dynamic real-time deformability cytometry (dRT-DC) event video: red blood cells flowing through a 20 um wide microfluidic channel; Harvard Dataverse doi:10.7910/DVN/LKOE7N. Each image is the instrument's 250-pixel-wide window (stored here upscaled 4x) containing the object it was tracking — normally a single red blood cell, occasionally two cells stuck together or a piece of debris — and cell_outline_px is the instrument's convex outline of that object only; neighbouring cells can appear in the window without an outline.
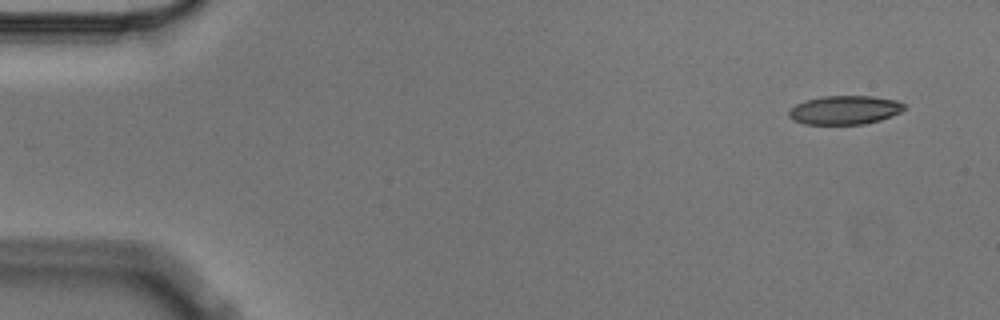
{"species": "Egyptian fruit bat (a non-hibernating species)", "species_latin": "Rousettus aegyptiacus", "temperature_condition": "cold", "stored_images_in_passage": 4, "camera_frame_rate_fps": 3000, "um_per_image_px": 0.085, "animal": {"sex": "male"}, "frame": {"image": 1, "passage_image": 1, "time_ms": 0.0, "image_size_px": [1000, 320], "cell_outline_px": [[904, 108], [900, 112], [892, 116], [880, 120], [864, 124], [804, 124], [792, 120], [788, 116], [788, 108], [804, 100], [820, 96], [872, 96], [896, 100], [904, 104]], "centroid_in_image_um": [71.74, 9.35], "position_along_channel_um": 13.3, "area_um2": 19.54}}
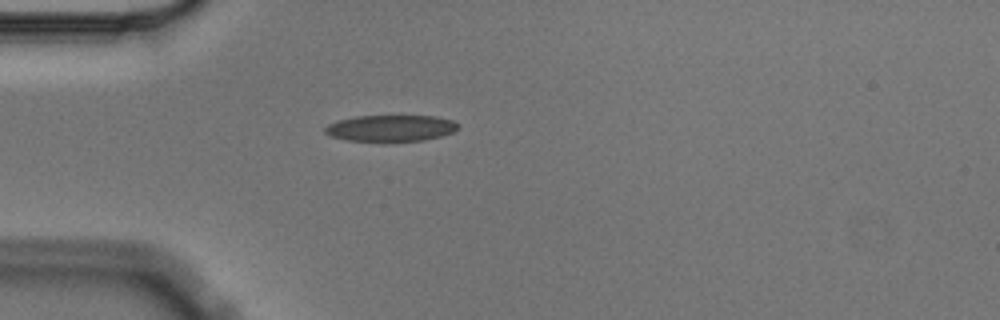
{"frame": {"image": 2, "passage_image": 4, "time_ms": 1.0, "image_size_px": [1000, 320], "cell_outline_px": [[460, 128], [452, 132], [440, 136], [424, 140], [384, 144], [380, 144], [348, 140], [332, 136], [324, 132], [324, 128], [328, 124], [336, 120], [356, 116], [436, 116], [452, 120], [460, 124]], "centroid_in_image_um": [33.2, 10.93], "position_along_channel_um": 51.8, "area_um2": 21.33}}